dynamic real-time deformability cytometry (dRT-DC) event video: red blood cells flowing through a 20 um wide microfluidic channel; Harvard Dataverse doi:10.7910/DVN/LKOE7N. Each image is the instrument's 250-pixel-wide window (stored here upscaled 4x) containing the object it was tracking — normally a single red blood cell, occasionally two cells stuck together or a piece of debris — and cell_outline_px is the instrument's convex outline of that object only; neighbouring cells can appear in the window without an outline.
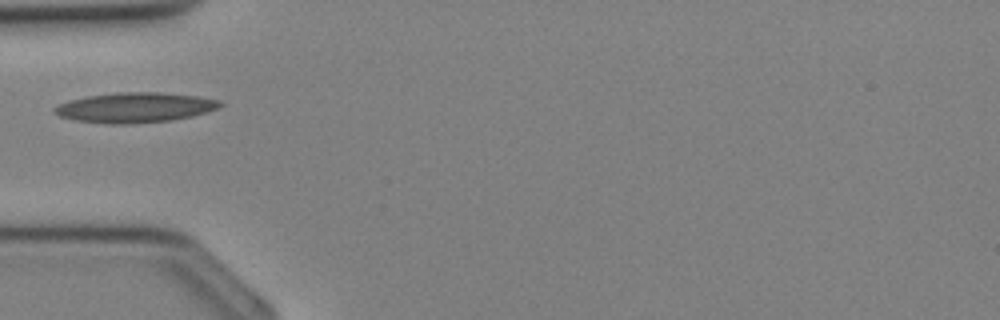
{"species": "Egyptian fruit bat (a non-hibernating species)", "species_latin": "Rousettus aegyptiacus", "temperature_condition": "cold", "stored_images_in_passage": 6, "camera_frame_rate_fps": 3000, "um_per_image_px": 0.085, "animal": {"sex": "female"}, "frame": {"image": 1, "passage_image": 1, "time_ms": 0.0, "image_size_px": [1000, 320], "cell_outline_px": [[224, 104], [216, 108], [192, 116], [172, 120], [128, 124], [108, 124], [76, 120], [60, 116], [52, 108], [60, 104], [72, 100], [88, 96], [116, 92], [160, 92], [196, 96], [220, 100]], "centroid_in_image_um": [11.48, 9.14], "position_along_channel_um": 73.5, "area_um2": 28.67}}